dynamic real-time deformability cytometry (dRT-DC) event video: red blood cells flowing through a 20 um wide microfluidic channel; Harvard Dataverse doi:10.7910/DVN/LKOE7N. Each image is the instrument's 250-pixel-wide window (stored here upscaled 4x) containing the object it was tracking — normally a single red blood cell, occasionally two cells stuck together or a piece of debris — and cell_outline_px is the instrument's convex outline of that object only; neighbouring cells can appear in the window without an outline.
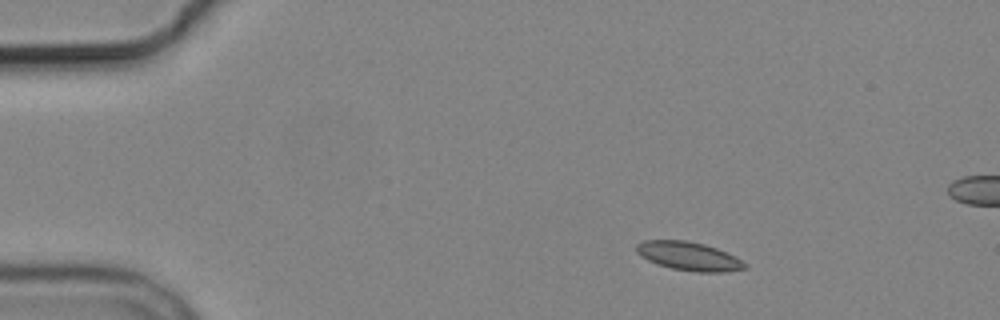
{"species": "common noctule bat (a hibernating species)", "species_latin": "Nyctalus noctula", "temperature_condition": "cold", "stored_images_in_passage": 5, "camera_frame_rate_fps": 3000, "um_per_image_px": 0.085, "animal": {"sex": "male", "body_mass_g": 19.2, "forearm_length_mm": 51.8}, "frame": {"image": 1, "passage_image": 2, "time_ms": 1.333, "image_size_px": [1000, 320], "cell_outline_px": [[748, 268], [724, 272], [696, 272], [672, 268], [648, 260], [640, 256], [636, 252], [636, 244], [644, 240], [688, 240], [704, 244], [716, 248], [748, 264]], "centroid_in_image_um": [58.53, 21.77], "position_along_channel_um": 26.5, "area_um2": 17.92}}